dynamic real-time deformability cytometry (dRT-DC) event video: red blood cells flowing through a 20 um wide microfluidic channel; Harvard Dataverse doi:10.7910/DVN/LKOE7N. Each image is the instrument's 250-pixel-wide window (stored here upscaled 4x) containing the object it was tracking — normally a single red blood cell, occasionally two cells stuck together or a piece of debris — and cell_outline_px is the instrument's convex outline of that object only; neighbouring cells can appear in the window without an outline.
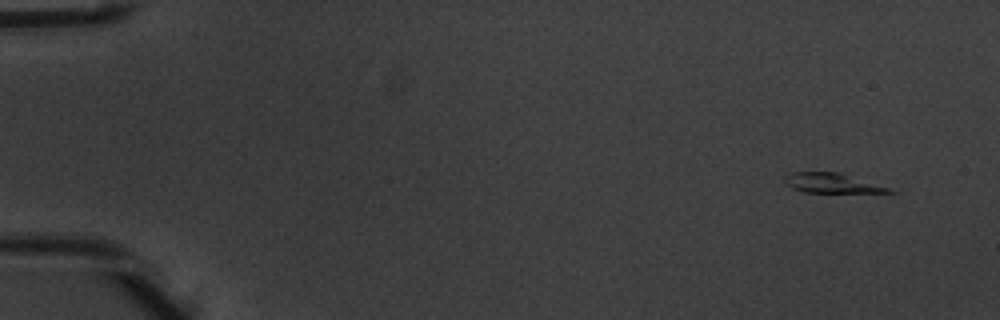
{"species": "common noctule bat (a hibernating species)", "species_latin": "Nyctalus noctula", "temperature_condition": "warm", "stored_images_in_passage": 6, "camera_frame_rate_fps": 3000, "um_per_image_px": 0.085, "animal": {"sex": "male", "body_mass_g": 20.1, "forearm_length_mm": 53.5}, "frame": {"image": 1, "passage_image": 1, "time_ms": 0.0, "image_size_px": [1000, 320], "cell_outline_px": [[896, 192], [804, 192], [792, 188], [784, 184], [784, 176], [792, 172], [840, 172], [888, 188]], "centroid_in_image_um": [70.6, 15.55], "position_along_channel_um": 14.4, "area_um2": 11.73}}